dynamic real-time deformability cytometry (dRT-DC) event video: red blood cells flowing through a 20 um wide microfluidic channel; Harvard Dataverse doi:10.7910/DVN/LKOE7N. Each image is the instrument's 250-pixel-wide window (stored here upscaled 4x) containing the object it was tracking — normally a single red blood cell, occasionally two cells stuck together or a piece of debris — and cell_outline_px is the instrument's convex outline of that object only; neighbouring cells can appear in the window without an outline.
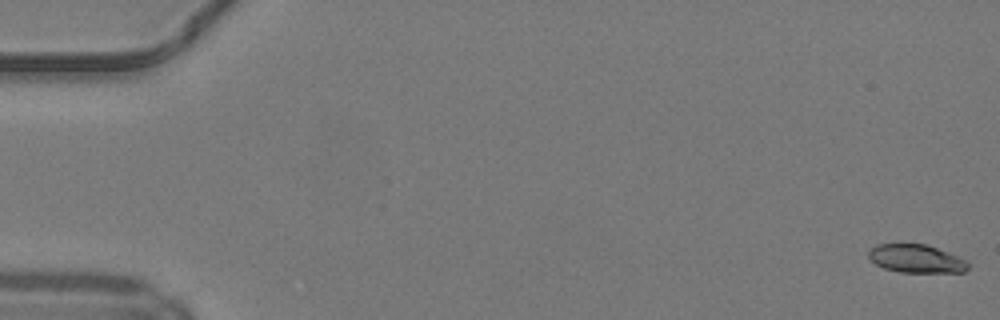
{"species": "common noctule bat (a hibernating species)", "species_latin": "Nyctalus noctula", "temperature_condition": "warm", "stored_images_in_passage": 51, "segment_of_instrument_passage": [1, 2], "camera_frame_rate_fps": 3000, "um_per_image_px": 0.085, "animal": {"sex": "male", "body_mass_g": 19.2, "forearm_length_mm": 51.8}, "frame": {"image": 1, "passage_image": 1, "time_ms": 0.0, "image_size_px": [1000, 320], "cell_outline_px": [[972, 264], [964, 272], [900, 272], [884, 268], [876, 264], [868, 256], [868, 252], [876, 244], [924, 244], [948, 252], [968, 260]], "centroid_in_image_um": [77.92, 21.99], "position_along_channel_um": 7.1, "area_um2": 16.36}}
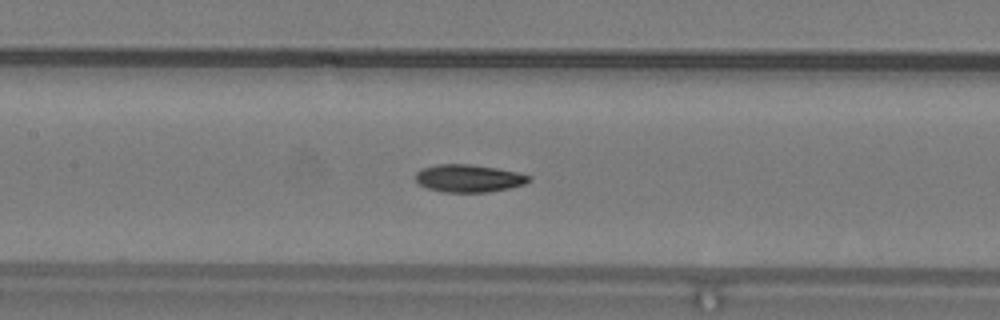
{"frame": {"image": 2, "passage_image": 24, "time_ms": 7.667, "image_size_px": [1000, 320], "cell_outline_px": [[532, 180], [524, 184], [508, 188], [488, 192], [444, 192], [428, 188], [420, 184], [416, 180], [416, 172], [424, 168], [436, 164], [468, 164], [496, 168], [516, 172], [532, 176]], "centroid_in_image_um": [39.86, 15.15], "position_along_channel_um": 167.5, "area_um2": 18.09}}
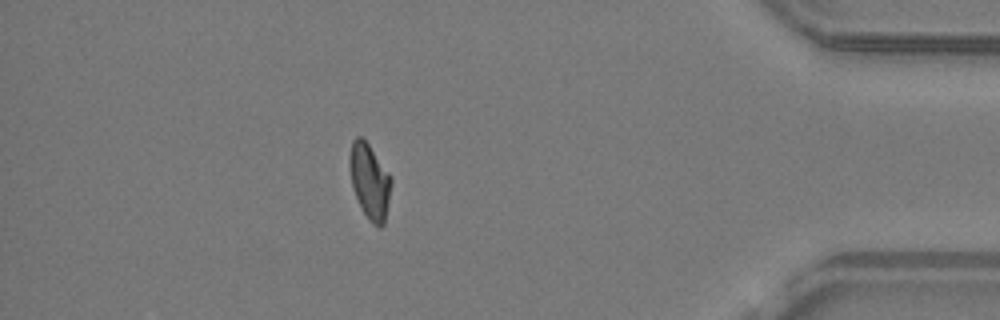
{"frame": {"image": 3, "passage_image": 44, "time_ms": 14.333, "image_size_px": [1000, 320], "cell_outline_px": [[392, 184], [384, 224], [380, 228], [372, 224], [368, 220], [352, 188], [348, 160], [348, 156], [352, 140], [356, 136], [360, 136], [368, 144], [392, 176]], "centroid_in_image_um": [31.42, 15.39], "position_along_channel_um": 403.8, "area_um2": 18.38}}